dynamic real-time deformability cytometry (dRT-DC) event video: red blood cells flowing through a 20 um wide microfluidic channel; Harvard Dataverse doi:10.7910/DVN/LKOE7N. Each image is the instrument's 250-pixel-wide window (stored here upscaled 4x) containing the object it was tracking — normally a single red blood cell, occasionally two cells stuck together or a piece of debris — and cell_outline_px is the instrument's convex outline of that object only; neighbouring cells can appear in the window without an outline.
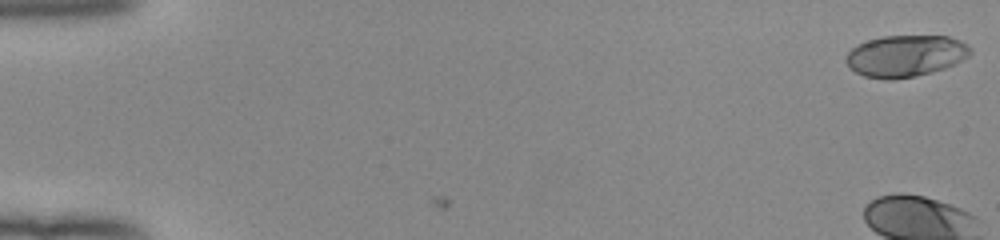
{"species": "human", "species_latin": "Homo sapiens", "temperature_condition": "room temperature", "stored_images_in_passage": 17, "camera_frame_rate_fps": 3000, "um_per_image_px": 0.085, "donor": {"sex": "female"}, "frame": {"image": 1, "passage_image": 1, "time_ms": 0.0, "image_size_px": [1000, 240], "cell_outline_px": [[972, 52], [968, 56], [956, 64], [932, 72], [892, 80], [884, 80], [864, 76], [856, 72], [844, 60], [848, 52], [856, 44], [868, 40], [884, 36], [948, 36], [960, 40], [968, 44], [972, 48]], "centroid_in_image_um": [76.98, 4.75], "position_along_channel_um": 8.0, "area_um2": 30.29}}